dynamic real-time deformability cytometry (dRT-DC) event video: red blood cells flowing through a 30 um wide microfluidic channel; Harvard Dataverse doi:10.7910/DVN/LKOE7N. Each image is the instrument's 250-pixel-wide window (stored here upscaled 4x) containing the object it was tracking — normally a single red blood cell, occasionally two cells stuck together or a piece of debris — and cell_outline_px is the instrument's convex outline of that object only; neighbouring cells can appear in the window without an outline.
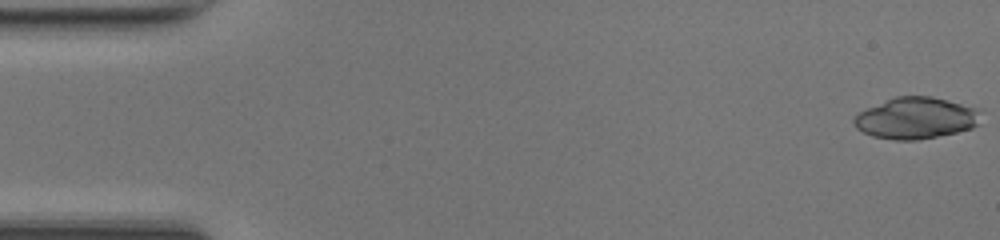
{"species": "common noctule bat (a hibernating species)", "species_latin": "Nyctalus noctula", "temperature_condition": "room temperature", "stored_images_in_passage": 10, "camera_frame_rate_fps": 3000, "um_per_image_px": 0.085, "animal": {"sex": "female", "body_mass_g": 17.0, "forearm_length_mm": 48.0}, "frame": {"image": 1, "passage_image": 1, "time_ms": 0.0, "image_size_px": [1000, 240], "cell_outline_px": [[980, 124], [972, 128], [956, 132], [916, 140], [896, 140], [872, 136], [856, 128], [852, 120], [852, 116], [868, 108], [896, 96], [932, 96], [980, 108]], "centroid_in_image_um": [77.88, 10.03], "position_along_channel_um": 7.1, "area_um2": 30.69}}